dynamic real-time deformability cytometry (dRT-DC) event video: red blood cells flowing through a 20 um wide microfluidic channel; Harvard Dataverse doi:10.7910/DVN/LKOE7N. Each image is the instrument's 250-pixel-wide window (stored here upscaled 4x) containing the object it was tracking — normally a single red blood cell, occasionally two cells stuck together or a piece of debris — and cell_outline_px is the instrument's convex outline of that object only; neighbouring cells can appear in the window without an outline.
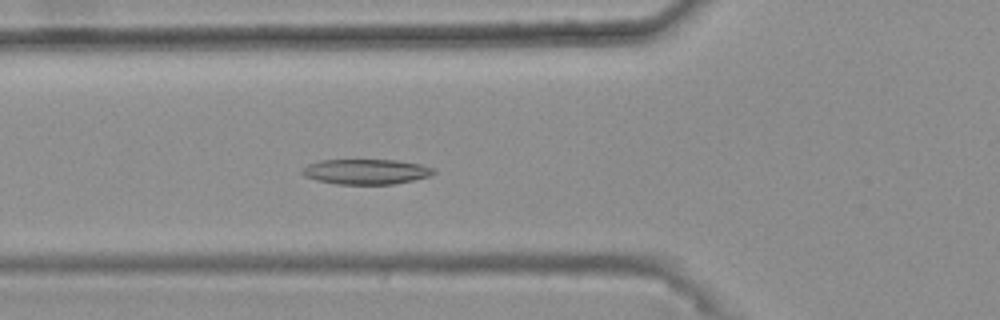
{"species": "common noctule bat (a hibernating species)", "species_latin": "Nyctalus noctula", "temperature_condition": "warm", "stored_images_in_passage": 47, "camera_frame_rate_fps": 3000, "um_per_image_px": 0.085, "animal": {"sex": "female", "body_mass_g": 25.1}, "frame": {"image": 1, "passage_image": 20, "time_ms": 6.333, "image_size_px": [1000, 320], "cell_outline_px": [[436, 172], [428, 176], [412, 180], [392, 184], [336, 184], [316, 180], [304, 176], [300, 172], [308, 164], [320, 160], [396, 160], [420, 164], [432, 168]], "centroid_in_image_um": [31.07, 14.59], "position_along_channel_um": 94.7, "area_um2": 19.13}}
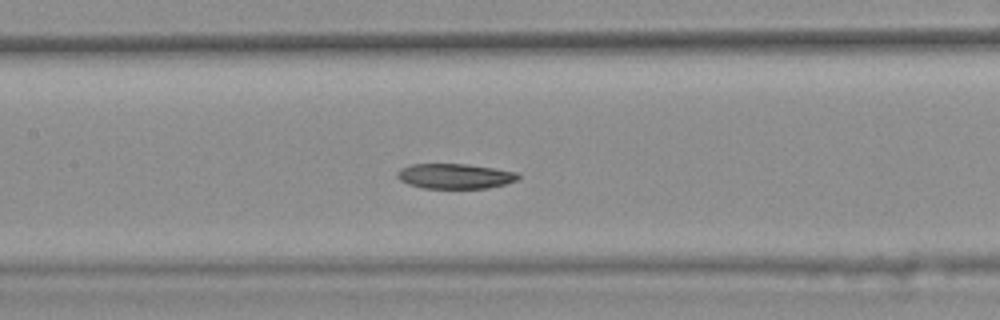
{"frame": {"image": 2, "passage_image": 26, "time_ms": 8.333, "image_size_px": [1000, 320], "cell_outline_px": [[520, 176], [516, 180], [504, 184], [488, 188], [424, 188], [408, 184], [400, 180], [396, 176], [396, 172], [400, 168], [412, 164], [468, 164], [516, 172]], "centroid_in_image_um": [38.62, 14.97], "position_along_channel_um": 168.8, "area_um2": 17.57}}
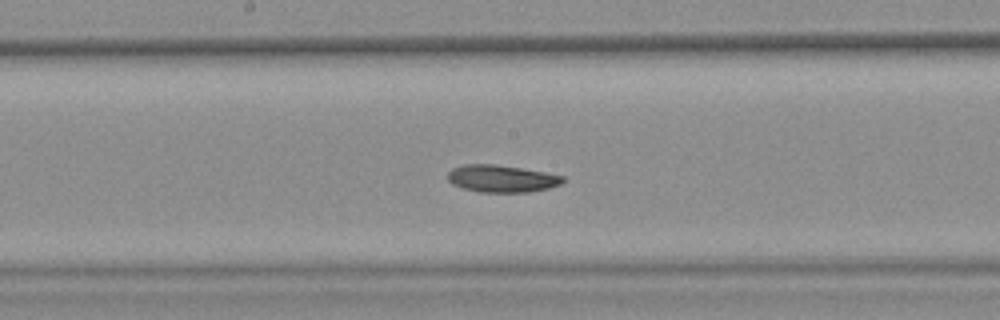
{"frame": {"image": 3, "passage_image": 29, "time_ms": 9.333, "image_size_px": [1000, 320], "cell_outline_px": [[564, 180], [560, 184], [548, 188], [528, 192], [480, 192], [464, 188], [452, 184], [448, 180], [448, 172], [452, 168], [464, 164], [492, 164], [520, 168], [544, 172], [564, 176]], "centroid_in_image_um": [42.62, 15.18], "position_along_channel_um": 205.6, "area_um2": 18.09}}